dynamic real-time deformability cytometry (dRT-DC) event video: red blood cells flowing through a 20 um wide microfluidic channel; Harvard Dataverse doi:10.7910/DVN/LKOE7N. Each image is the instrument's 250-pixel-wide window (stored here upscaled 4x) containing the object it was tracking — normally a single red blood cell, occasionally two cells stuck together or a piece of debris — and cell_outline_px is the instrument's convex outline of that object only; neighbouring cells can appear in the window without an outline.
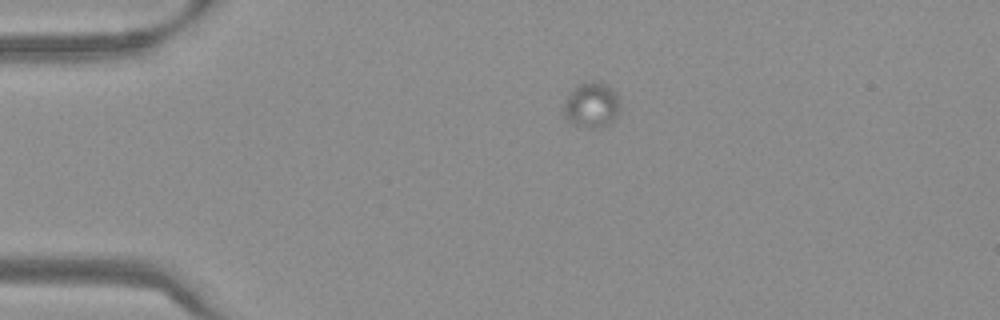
{"species": "Egyptian fruit bat (a non-hibernating species)", "species_latin": "Rousettus aegyptiacus", "temperature_condition": "warm", "stored_images_in_passage": 46, "camera_frame_rate_fps": 3000, "um_per_image_px": 0.085, "frame": {"image": 1, "passage_image": 1, "time_ms": 0.0, "image_size_px": [1000, 320], "cell_outline_px": [[620, 104], [616, 116], [612, 124], [600, 128], [592, 128], [572, 124], [564, 116], [564, 104], [572, 88], [580, 80], [592, 80], [604, 84], [612, 88], [616, 92], [620, 100]], "centroid_in_image_um": [50.29, 8.9], "position_along_channel_um": 34.7, "area_um2": 15.32}}
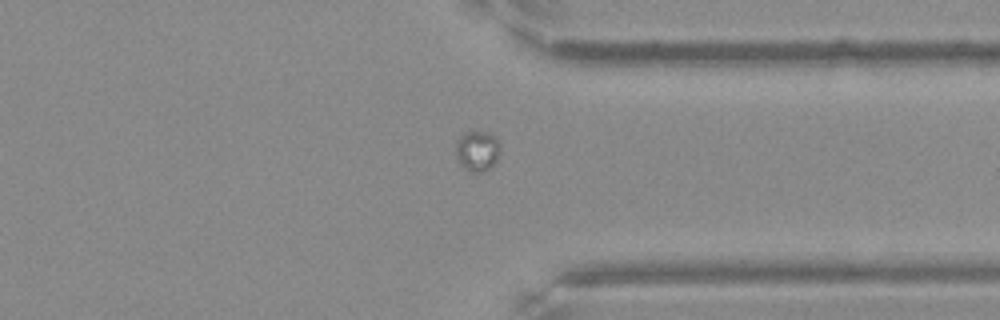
{"frame": {"image": 2, "passage_image": 33, "time_ms": 10.667, "image_size_px": [1000, 320], "cell_outline_px": [[500, 152], [496, 160], [488, 168], [480, 172], [472, 172], [464, 168], [460, 164], [456, 156], [456, 140], [464, 132], [492, 132], [500, 140]], "centroid_in_image_um": [40.58, 12.79], "position_along_channel_um": 370.8, "area_um2": 10.58}}
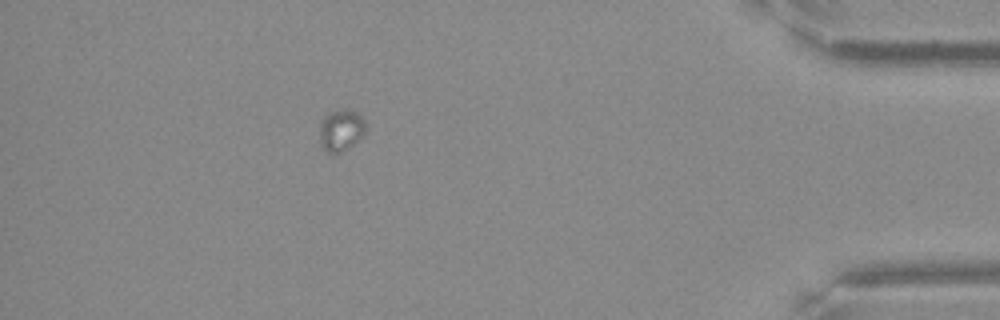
{"frame": {"image": 3, "passage_image": 40, "time_ms": 13.0, "image_size_px": [1000, 320], "cell_outline_px": [[364, 132], [348, 148], [332, 156], [320, 144], [320, 120], [328, 112], [336, 108], [352, 108], [364, 120]], "centroid_in_image_um": [28.93, 11.02], "position_along_channel_um": 406.3, "area_um2": 11.33}}